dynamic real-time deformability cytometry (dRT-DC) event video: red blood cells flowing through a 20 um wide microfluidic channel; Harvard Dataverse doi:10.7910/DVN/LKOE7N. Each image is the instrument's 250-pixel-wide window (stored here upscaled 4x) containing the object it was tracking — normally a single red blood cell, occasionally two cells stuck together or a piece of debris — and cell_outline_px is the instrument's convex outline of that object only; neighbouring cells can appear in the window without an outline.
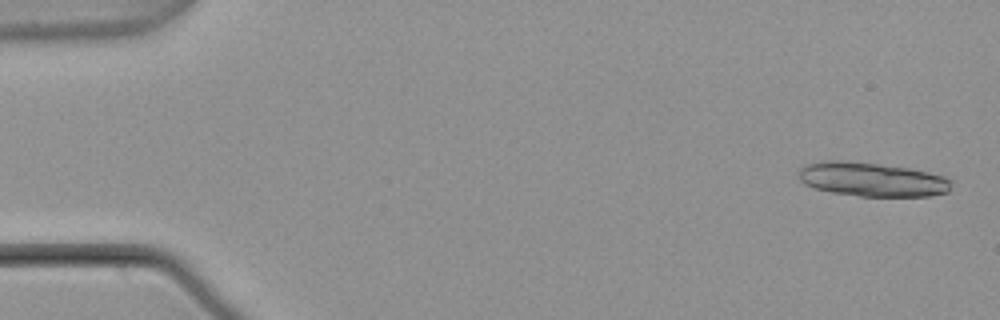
{"species": "common noctule bat (a hibernating species)", "species_latin": "Nyctalus noctula", "temperature_condition": "warm", "stored_images_in_passage": 5, "camera_frame_rate_fps": 3000, "um_per_image_px": 0.085, "animal": {"sex": "male", "body_mass_g": 21.5, "forearm_length_mm": 52.0}, "frame": {"image": 1, "passage_image": 1, "time_ms": 0.0, "image_size_px": [1000, 320], "cell_outline_px": [[952, 180], [948, 192], [932, 196], [860, 196], [832, 192], [816, 188], [804, 184], [800, 180], [800, 168], [804, 164], [824, 160], [844, 160], [908, 168], [928, 172], [944, 176]], "centroid_in_image_um": [74.12, 15.25], "position_along_channel_um": 10.9, "area_um2": 30.23}}